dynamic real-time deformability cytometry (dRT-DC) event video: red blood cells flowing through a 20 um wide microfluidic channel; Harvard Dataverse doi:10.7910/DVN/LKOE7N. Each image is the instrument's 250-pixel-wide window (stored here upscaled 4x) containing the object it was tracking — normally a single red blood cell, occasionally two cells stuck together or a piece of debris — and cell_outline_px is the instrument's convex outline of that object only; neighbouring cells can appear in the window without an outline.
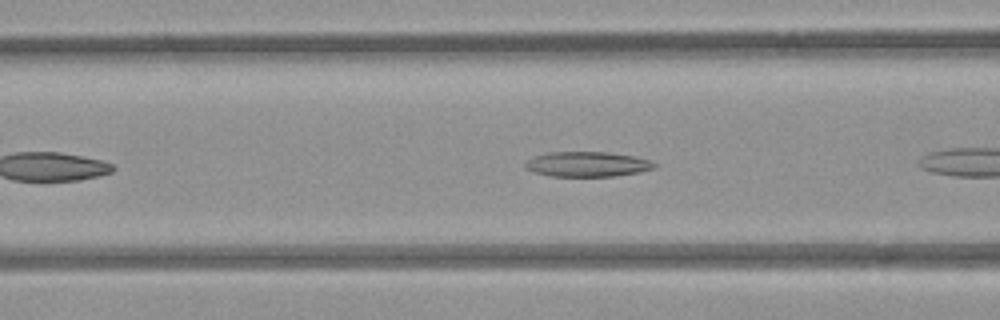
{"species": "common noctule bat (a hibernating species)", "species_latin": "Nyctalus noctula", "temperature_condition": "room temperature", "stored_images_in_passage": 7, "camera_frame_rate_fps": 3000, "um_per_image_px": 0.085, "animal": {"sex": "female", "body_mass_g": 21.9}, "frame": {"image": 1, "passage_image": 5, "time_ms": 1.333, "image_size_px": [1000, 320], "cell_outline_px": [[656, 168], [640, 172], [616, 176], [552, 176], [536, 172], [524, 168], [524, 164], [528, 160], [536, 156], [548, 152], [608, 152], [632, 156], [648, 160], [656, 164]], "centroid_in_image_um": [49.93, 13.96], "position_along_channel_um": 116.7, "area_um2": 18.67}}